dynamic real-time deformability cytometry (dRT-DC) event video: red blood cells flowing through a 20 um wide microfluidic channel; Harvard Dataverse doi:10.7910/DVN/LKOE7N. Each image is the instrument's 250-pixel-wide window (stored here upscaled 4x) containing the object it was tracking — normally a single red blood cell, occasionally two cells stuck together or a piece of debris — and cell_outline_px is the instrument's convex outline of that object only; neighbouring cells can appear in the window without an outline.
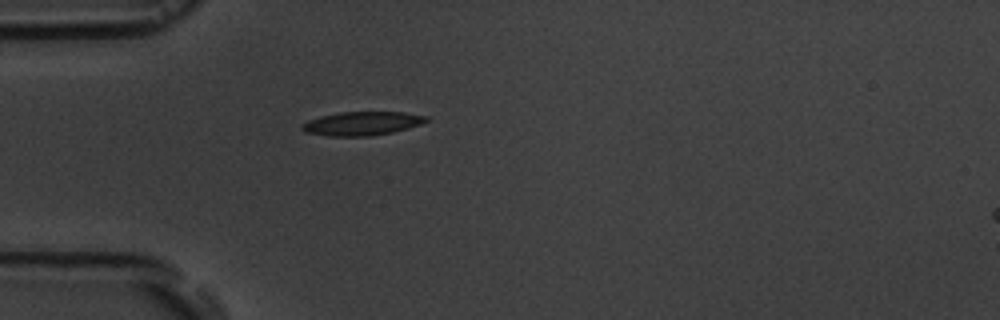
{"species": "common noctule bat (a hibernating species)", "species_latin": "Nyctalus noctula", "temperature_condition": "room temperature", "stored_images_in_passage": 2, "segment_of_instrument_passage": [1, 2], "camera_frame_rate_fps": 3000, "um_per_image_px": 0.085, "animal": {"sex": "male", "body_mass_g": 19.5, "forearm_length_mm": 54.6}, "frame": {"image": 1, "passage_image": 1, "time_ms": 0.0, "image_size_px": [1000, 320], "cell_outline_px": [[428, 120], [420, 124], [408, 128], [392, 132], [368, 136], [328, 136], [304, 132], [300, 128], [300, 124], [308, 120], [320, 116], [340, 112], [404, 112], [428, 116]], "centroid_in_image_um": [30.73, 10.49], "position_along_channel_um": 54.3, "area_um2": 17.22}}